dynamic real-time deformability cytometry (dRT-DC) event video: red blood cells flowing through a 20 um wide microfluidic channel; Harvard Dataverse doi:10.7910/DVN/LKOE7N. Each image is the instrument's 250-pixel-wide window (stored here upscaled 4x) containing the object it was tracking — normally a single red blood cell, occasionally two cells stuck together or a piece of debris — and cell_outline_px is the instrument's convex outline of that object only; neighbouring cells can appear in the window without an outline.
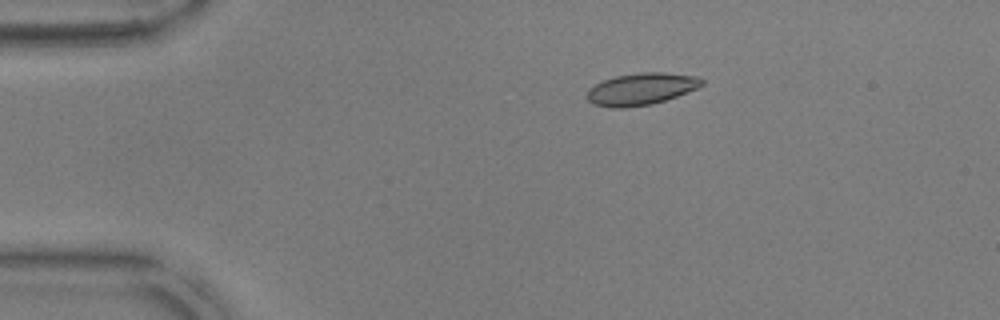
{"species": "common noctule bat (a hibernating species)", "species_latin": "Nyctalus noctula", "temperature_condition": "warm", "stored_images_in_passage": 51, "camera_frame_rate_fps": 3000, "um_per_image_px": 0.085, "animal": {"sex": "male", "body_mass_g": 17.9, "forearm_length_mm": 54.2}, "frame": {"image": 1, "passage_image": 8, "time_ms": 2.333, "image_size_px": [1000, 320], "cell_outline_px": [[704, 84], [696, 88], [676, 96], [652, 104], [624, 108], [608, 108], [592, 104], [588, 100], [588, 88], [604, 80], [616, 76], [640, 72], [664, 72], [700, 76], [704, 80]], "centroid_in_image_um": [54.5, 7.56], "position_along_channel_um": 30.5, "area_um2": 21.44}}
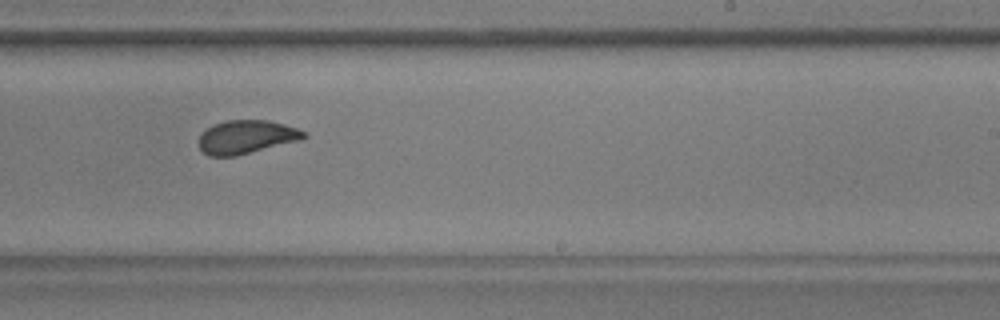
{"frame": {"image": 2, "passage_image": 31, "time_ms": 10.0, "image_size_px": [1000, 320], "cell_outline_px": [[308, 136], [300, 140], [236, 156], [208, 156], [200, 148], [200, 136], [212, 124], [228, 120], [268, 120], [284, 124], [296, 128], [304, 132]], "centroid_in_image_um": [20.95, 11.64], "position_along_channel_um": 268.1, "area_um2": 20.29}}
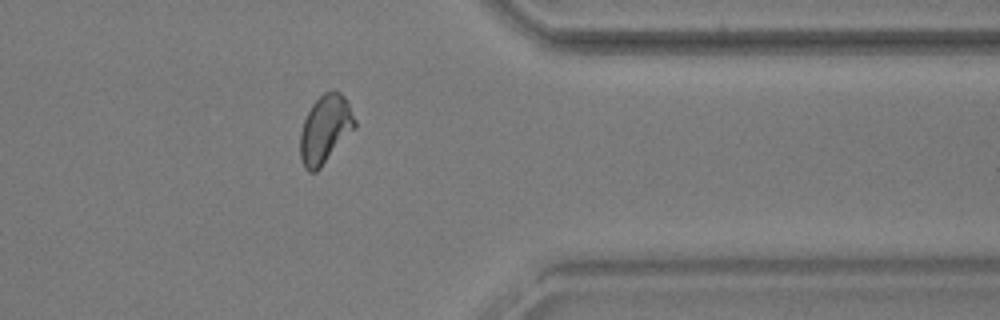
{"frame": {"image": 3, "passage_image": 41, "time_ms": 13.333, "image_size_px": [1000, 320], "cell_outline_px": [[356, 128], [320, 168], [316, 172], [308, 172], [304, 168], [300, 156], [300, 132], [304, 120], [312, 104], [324, 92], [340, 92], [344, 96], [356, 120]], "centroid_in_image_um": [27.64, 11.02], "position_along_channel_um": 383.8, "area_um2": 21.62}, "authors_computed_cell_mechanics": {"area_um2": 21.097, "velocity_mm_per_s": 3.7964, "shape_relaxation_time_tau1_ms": 6.7828, "shape_relaxation_time_tau2_ms": 0.812, "deformation_change_tau1": 0.1962, "deformation_change_tau2": 0.0396}}